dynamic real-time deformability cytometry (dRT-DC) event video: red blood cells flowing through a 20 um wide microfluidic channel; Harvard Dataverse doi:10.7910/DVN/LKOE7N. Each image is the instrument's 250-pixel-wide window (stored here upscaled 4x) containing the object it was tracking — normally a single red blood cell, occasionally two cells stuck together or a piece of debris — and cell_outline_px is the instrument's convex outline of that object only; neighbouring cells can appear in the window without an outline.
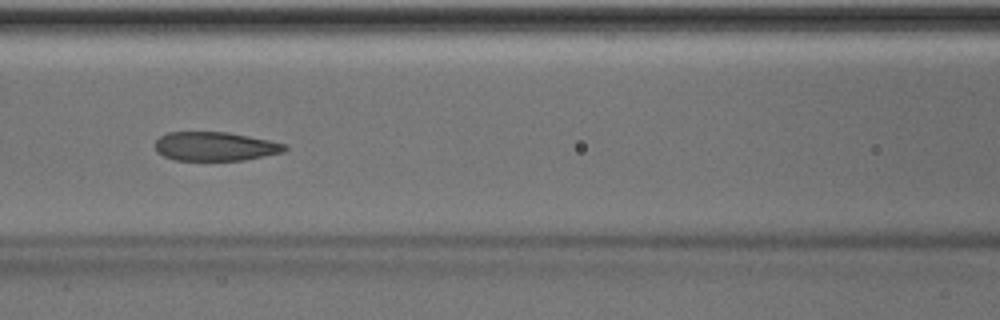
{"species": "Egyptian fruit bat (a non-hibernating species)", "species_latin": "Rousettus aegyptiacus", "temperature_condition": "room temperature", "stored_images_in_passage": 40, "camera_frame_rate_fps": 3000, "um_per_image_px": 0.085, "animal": {"sex": "male"}, "frame": {"image": 1, "passage_image": 12, "time_ms": 3.667, "image_size_px": [1000, 320], "cell_outline_px": [[288, 148], [284, 152], [244, 160], [172, 160], [156, 152], [156, 140], [160, 136], [168, 132], [228, 132], [288, 144]], "centroid_in_image_um": [18.29, 12.44], "position_along_channel_um": 148.3, "area_um2": 21.91}}
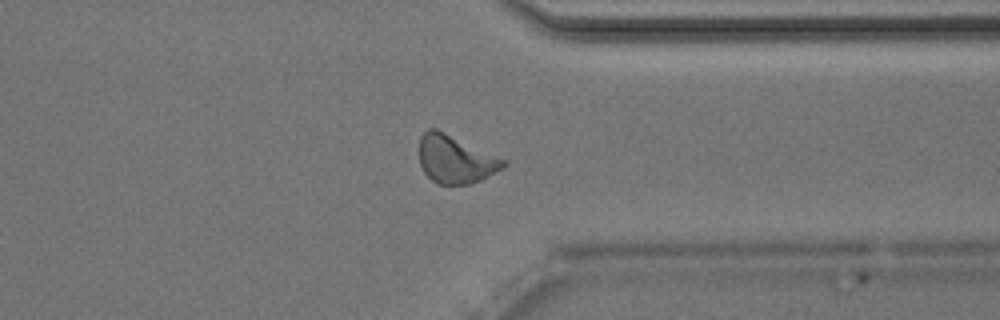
{"frame": {"image": 2, "passage_image": 29, "time_ms": 9.333, "image_size_px": [1000, 320], "cell_outline_px": [[508, 164], [504, 168], [480, 180], [468, 184], [436, 184], [424, 172], [420, 164], [420, 136], [428, 128], [436, 128], [508, 160]], "centroid_in_image_um": [38.74, 13.53], "position_along_channel_um": 372.7, "area_um2": 23.64}, "authors_computed_cell_mechanics": {"area_um2": 22.9177, "velocity_mm_per_s": 3.9995, "shape_relaxation_time_tau1_ms": 5.2829, "shape_relaxation_time_tau2_ms": 1.8352, "deformation_change_tau1": 0.1548, "deformation_change_tau2": 0.0837}}